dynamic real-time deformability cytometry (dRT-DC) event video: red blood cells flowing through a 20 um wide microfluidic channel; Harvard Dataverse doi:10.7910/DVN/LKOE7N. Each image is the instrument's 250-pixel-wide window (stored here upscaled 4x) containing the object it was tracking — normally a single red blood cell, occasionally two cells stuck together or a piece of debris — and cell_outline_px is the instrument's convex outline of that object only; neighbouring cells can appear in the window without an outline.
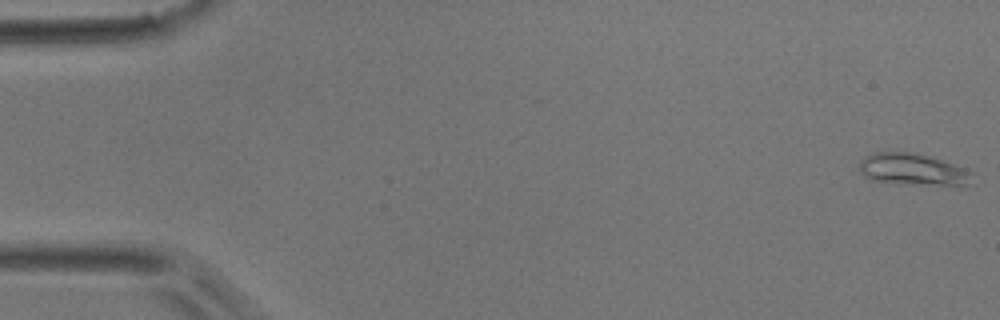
{"species": "common noctule bat (a hibernating species)", "species_latin": "Nyctalus noctula", "temperature_condition": "room temperature", "stored_images_in_passage": 46, "camera_frame_rate_fps": 3000, "um_per_image_px": 0.085, "animal": {"sex": "male", "body_mass_g": 17.9}, "frame": {"image": 1, "passage_image": 1, "time_ms": 0.0, "image_size_px": [1000, 320], "cell_outline_px": [[972, 184], [940, 184], [872, 180], [864, 176], [860, 172], [860, 160], [864, 156], [876, 152], [908, 152], [928, 156], [964, 168], [972, 172]], "centroid_in_image_um": [77.55, 14.37], "position_along_channel_um": 7.4, "area_um2": 20.0}}
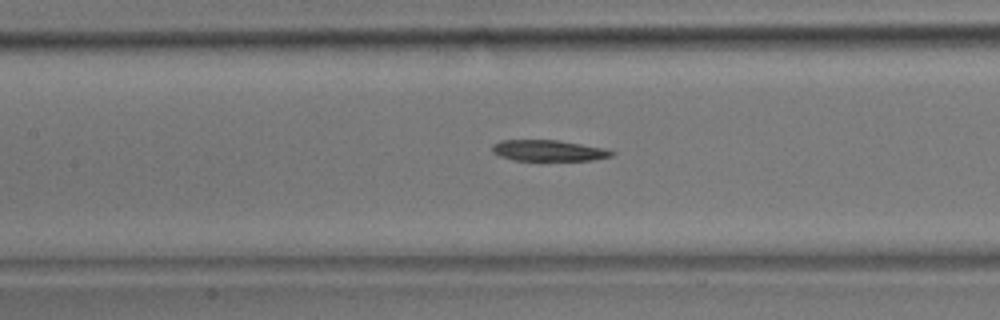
{"frame": {"image": 2, "passage_image": 21, "time_ms": 6.667, "image_size_px": [1000, 320], "cell_outline_px": [[616, 152], [612, 156], [592, 160], [512, 160], [500, 156], [492, 152], [492, 144], [500, 140], [556, 140], [604, 148]], "centroid_in_image_um": [46.59, 12.8], "position_along_channel_um": 160.8, "area_um2": 14.57}}
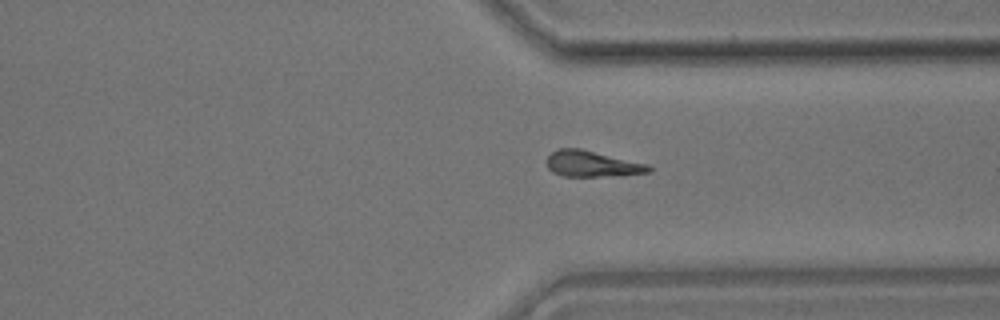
{"frame": {"image": 3, "passage_image": 35, "time_ms": 11.333, "image_size_px": [1000, 320], "cell_outline_px": [[652, 172], [620, 176], [564, 176], [552, 172], [548, 168], [548, 156], [552, 152], [560, 148], [580, 148], [648, 164], [652, 168]], "centroid_in_image_um": [50.37, 13.93], "position_along_channel_um": 361.0, "area_um2": 15.49}}